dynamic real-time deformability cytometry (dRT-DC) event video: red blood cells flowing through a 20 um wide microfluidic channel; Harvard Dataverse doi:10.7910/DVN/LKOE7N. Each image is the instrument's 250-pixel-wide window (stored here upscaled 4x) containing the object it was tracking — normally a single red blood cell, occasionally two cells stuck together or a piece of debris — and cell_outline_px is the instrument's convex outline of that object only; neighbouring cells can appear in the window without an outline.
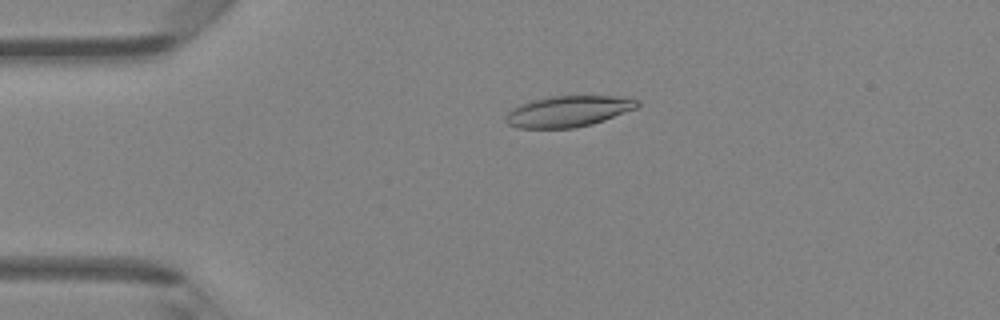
{"species": "Egyptian fruit bat (a non-hibernating species)", "species_latin": "Rousettus aegyptiacus", "temperature_condition": "room temperature", "stored_images_in_passage": 7, "camera_frame_rate_fps": 3000, "um_per_image_px": 0.085, "animal": {"sex": "female"}, "frame": {"image": 1, "passage_image": 4, "time_ms": 1.0, "image_size_px": [1000, 320], "cell_outline_px": [[640, 104], [636, 108], [604, 120], [592, 124], [572, 128], [516, 128], [508, 124], [504, 120], [504, 116], [512, 108], [520, 104], [532, 100], [552, 96], [612, 96], [640, 100]], "centroid_in_image_um": [48.26, 9.47], "position_along_channel_um": 36.7, "area_um2": 23.76}}
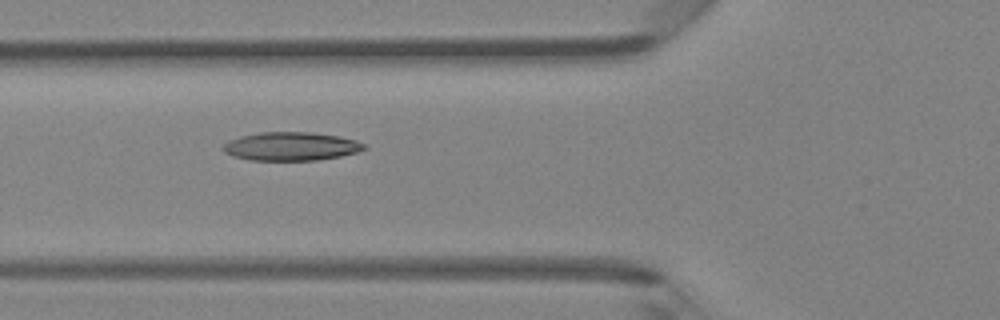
{"frame": {"image": 2, "passage_image": 6, "time_ms": 1.667, "image_size_px": [1000, 320], "cell_outline_px": [[368, 148], [356, 152], [340, 156], [316, 160], [248, 160], [232, 156], [224, 152], [224, 144], [228, 140], [240, 136], [260, 132], [312, 132], [340, 136], [356, 140], [364, 144]], "centroid_in_image_um": [24.73, 12.43], "position_along_channel_um": 101.1, "area_um2": 23.47}}
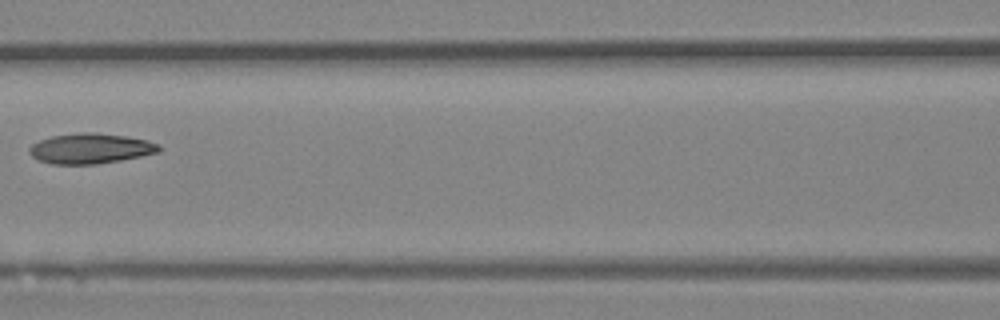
{"frame": {"image": 3, "passage_image": 7, "time_ms": 2.0, "image_size_px": [1000, 320], "cell_outline_px": [[160, 152], [120, 160], [96, 164], [52, 164], [40, 160], [32, 156], [28, 152], [28, 148], [32, 144], [40, 140], [52, 136], [80, 132], [96, 132], [128, 136], [148, 140], [160, 144]], "centroid_in_image_um": [7.7, 12.61], "position_along_channel_um": 158.9, "area_um2": 22.95}}